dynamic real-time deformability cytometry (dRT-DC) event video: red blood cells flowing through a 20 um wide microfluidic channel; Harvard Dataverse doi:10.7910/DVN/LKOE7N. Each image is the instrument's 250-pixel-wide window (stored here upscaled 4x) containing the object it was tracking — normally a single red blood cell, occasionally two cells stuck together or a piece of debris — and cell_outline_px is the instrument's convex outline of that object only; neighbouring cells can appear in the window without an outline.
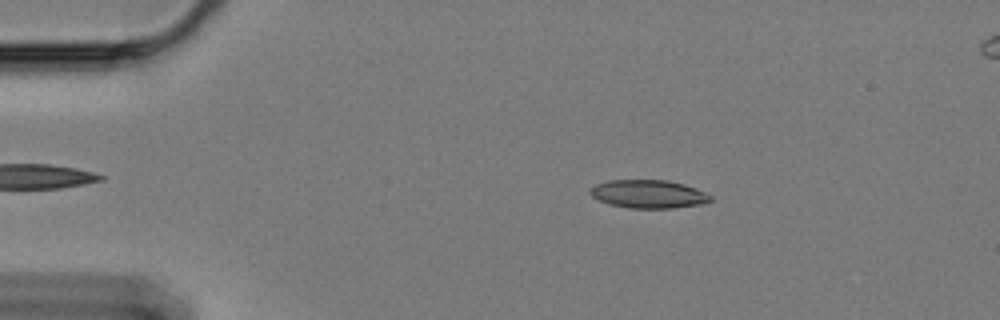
{"species": "Egyptian fruit bat (a non-hibernating species)", "species_latin": "Rousettus aegyptiacus", "temperature_condition": "cold", "stored_images_in_passage": 50, "camera_frame_rate_fps": 3000, "um_per_image_px": 0.085, "animal": {"sex": "female"}, "frame": {"image": 1, "passage_image": 2, "time_ms": 0.333, "image_size_px": [1000, 320], "cell_outline_px": [[712, 200], [700, 204], [672, 208], [628, 208], [608, 204], [592, 196], [588, 192], [596, 184], [608, 180], [668, 180], [684, 184], [696, 188], [712, 196]], "centroid_in_image_um": [55.11, 16.49], "position_along_channel_um": 29.9, "area_um2": 19.77}}
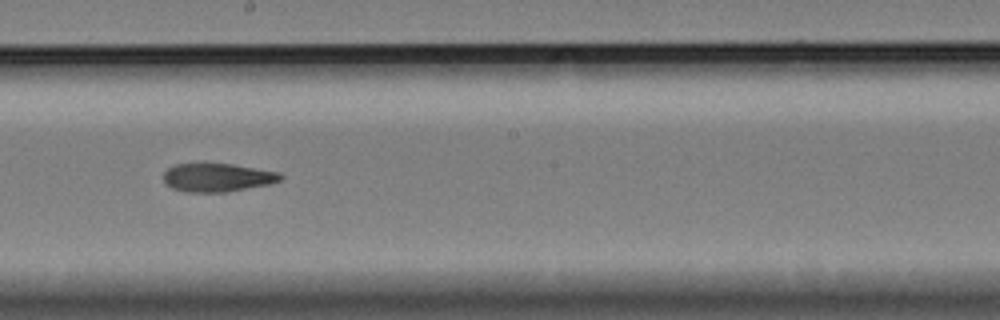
{"frame": {"image": 2, "passage_image": 25, "time_ms": 8.0, "image_size_px": [1000, 320], "cell_outline_px": [[284, 176], [280, 180], [268, 184], [224, 192], [188, 192], [172, 188], [164, 184], [164, 172], [168, 168], [176, 164], [204, 160], [232, 164], [280, 172]], "centroid_in_image_um": [18.42, 15.03], "position_along_channel_um": 229.8, "area_um2": 20.0}}
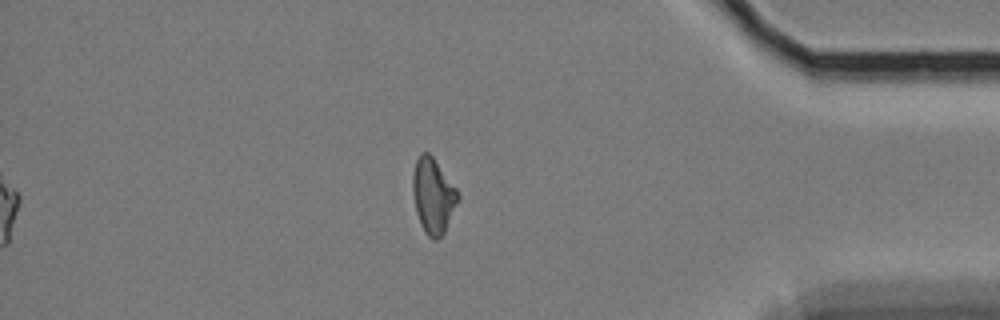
{"frame": {"image": 3, "passage_image": 43, "time_ms": 14.0, "image_size_px": [1000, 320], "cell_outline_px": [[460, 200], [444, 232], [436, 240], [432, 240], [424, 232], [420, 224], [416, 212], [412, 192], [412, 176], [416, 160], [420, 152], [428, 152], [432, 156], [456, 188], [460, 196]], "centroid_in_image_um": [36.81, 16.65], "position_along_channel_um": 398.4, "area_um2": 19.94}}